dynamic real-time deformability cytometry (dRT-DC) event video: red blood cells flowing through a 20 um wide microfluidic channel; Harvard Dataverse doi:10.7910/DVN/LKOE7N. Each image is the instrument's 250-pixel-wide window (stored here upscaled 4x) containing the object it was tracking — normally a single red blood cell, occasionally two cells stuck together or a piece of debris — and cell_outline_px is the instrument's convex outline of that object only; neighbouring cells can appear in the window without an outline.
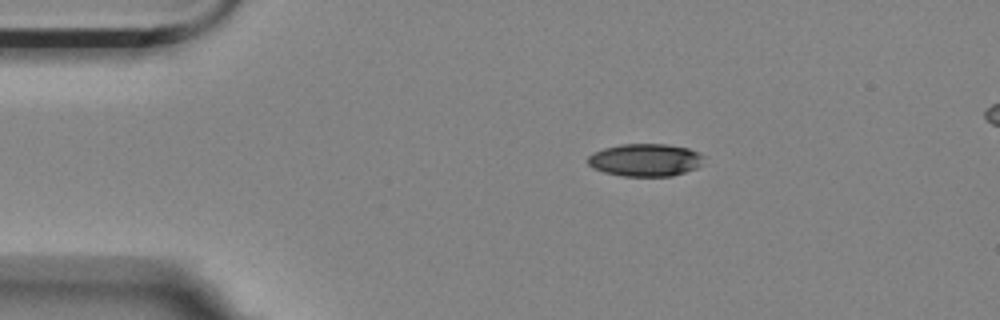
{"species": "Egyptian fruit bat (a non-hibernating species)", "species_latin": "Rousettus aegyptiacus", "temperature_condition": "room temperature", "stored_images_in_passage": 7, "camera_frame_rate_fps": 3000, "um_per_image_px": 0.085, "animal": {"sex": "female"}, "frame": {"image": 1, "passage_image": 1, "time_ms": 0.0, "image_size_px": [1000, 320], "cell_outline_px": [[704, 156], [700, 164], [696, 168], [672, 176], [624, 176], [604, 172], [592, 168], [588, 164], [588, 156], [592, 152], [604, 148], [620, 144], [668, 144], [688, 148]], "centroid_in_image_um": [54.81, 13.59], "position_along_channel_um": 30.2, "area_um2": 22.02}}
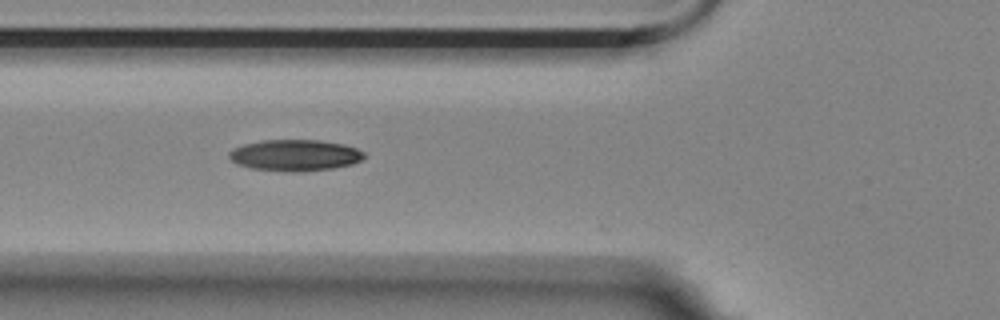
{"frame": {"image": 2, "passage_image": 4, "time_ms": 1.0, "image_size_px": [1000, 320], "cell_outline_px": [[368, 156], [352, 164], [332, 168], [300, 172], [288, 172], [252, 168], [240, 164], [232, 160], [228, 156], [228, 152], [232, 148], [244, 144], [260, 140], [320, 140], [344, 144], [356, 148], [364, 152]], "centroid_in_image_um": [25.09, 13.19], "position_along_channel_um": 100.7, "area_um2": 24.74}}
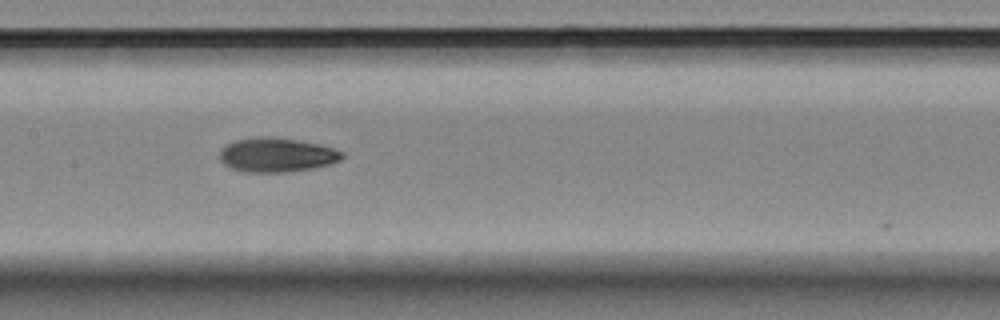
{"frame": {"image": 3, "passage_image": 6, "time_ms": 1.667, "image_size_px": [1000, 320], "cell_outline_px": [[344, 156], [340, 160], [332, 164], [312, 168], [288, 172], [244, 172], [232, 168], [224, 164], [220, 160], [220, 148], [236, 140], [260, 136], [276, 136], [320, 144], [344, 152]], "centroid_in_image_um": [23.53, 13.16], "position_along_channel_um": 183.9, "area_um2": 24.62}}